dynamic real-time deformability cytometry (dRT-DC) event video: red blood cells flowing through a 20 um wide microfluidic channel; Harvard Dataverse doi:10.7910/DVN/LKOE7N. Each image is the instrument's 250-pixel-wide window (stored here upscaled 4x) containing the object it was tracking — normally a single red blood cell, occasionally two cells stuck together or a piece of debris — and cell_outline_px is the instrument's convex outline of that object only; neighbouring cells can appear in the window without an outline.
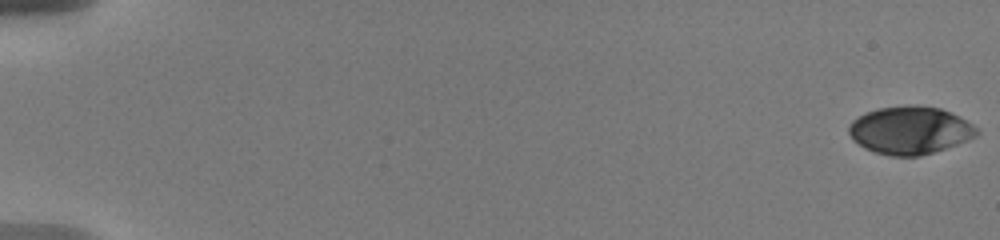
{"species": "human", "species_latin": "Homo sapiens", "temperature_condition": "warm", "stored_images_in_passage": 8, "camera_frame_rate_fps": 3000, "um_per_image_px": 0.085, "donor": {"sex": "male"}, "frame": {"image": 1, "passage_image": 1, "time_ms": 0.0, "image_size_px": [1000, 240], "cell_outline_px": [[980, 132], [976, 136], [968, 140], [920, 156], [892, 156], [876, 152], [864, 148], [852, 140], [848, 132], [848, 124], [852, 120], [868, 112], [880, 108], [912, 104], [916, 104], [940, 108], [952, 112], [960, 116], [972, 124]], "centroid_in_image_um": [77.34, 11.06], "position_along_channel_um": 7.7, "area_um2": 35.66}}
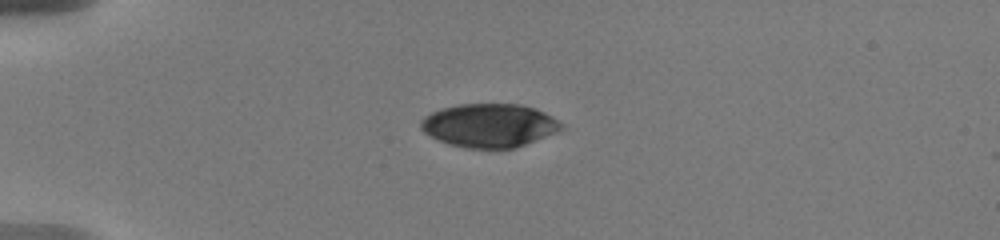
{"frame": {"image": 2, "passage_image": 7, "time_ms": 5.0, "image_size_px": [1000, 240], "cell_outline_px": [[564, 128], [556, 132], [516, 148], [468, 148], [448, 144], [424, 132], [420, 128], [420, 120], [424, 116], [440, 108], [456, 104], [520, 104], [536, 108], [552, 116], [564, 124]], "centroid_in_image_um": [41.6, 10.65], "position_along_channel_um": 43.4, "area_um2": 35.78}}